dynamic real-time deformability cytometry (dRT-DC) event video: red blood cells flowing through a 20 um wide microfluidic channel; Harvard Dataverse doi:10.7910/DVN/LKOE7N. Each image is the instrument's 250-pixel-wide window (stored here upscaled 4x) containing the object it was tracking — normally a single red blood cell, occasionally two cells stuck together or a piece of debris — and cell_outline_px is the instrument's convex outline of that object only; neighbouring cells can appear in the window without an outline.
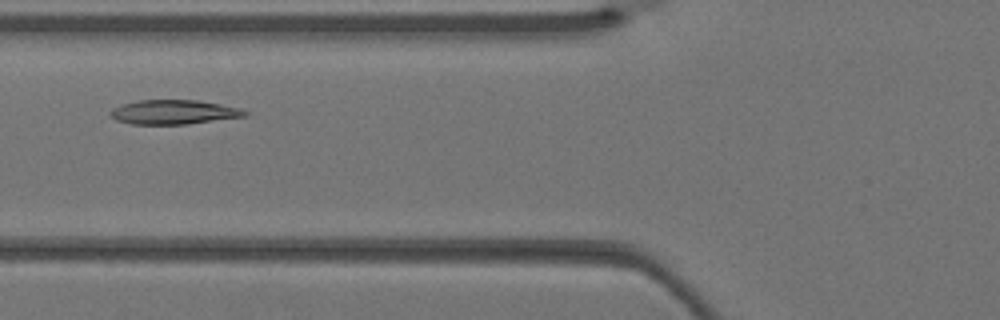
{"species": "Egyptian fruit bat (a non-hibernating species)", "species_latin": "Rousettus aegyptiacus", "temperature_condition": "warm", "stored_images_in_passage": 3, "camera_frame_rate_fps": 3000, "um_per_image_px": 0.085, "animal": {"sex": "female"}, "frame": {"image": 1, "passage_image": 3, "time_ms": 0.667, "image_size_px": [1000, 320], "cell_outline_px": [[248, 116], [188, 124], [132, 124], [116, 120], [108, 112], [112, 108], [120, 104], [136, 100], [200, 100], [240, 108], [248, 112]], "centroid_in_image_um": [14.76, 9.52], "position_along_channel_um": 111.0, "area_um2": 19.25}}